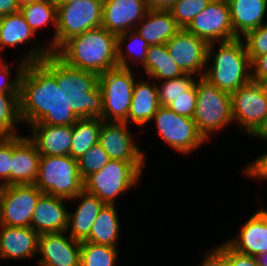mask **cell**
<instances>
[{"label":"cell","instance_id":"1","mask_svg":"<svg viewBox=\"0 0 267 266\" xmlns=\"http://www.w3.org/2000/svg\"><path fill=\"white\" fill-rule=\"evenodd\" d=\"M20 117L23 125H74L79 119L65 103L64 91L56 82V54L25 64L20 76Z\"/></svg>","mask_w":267,"mask_h":266},{"label":"cell","instance_id":"2","mask_svg":"<svg viewBox=\"0 0 267 266\" xmlns=\"http://www.w3.org/2000/svg\"><path fill=\"white\" fill-rule=\"evenodd\" d=\"M54 53L66 64L97 75L118 67L117 36L102 26L68 39Z\"/></svg>","mask_w":267,"mask_h":266},{"label":"cell","instance_id":"3","mask_svg":"<svg viewBox=\"0 0 267 266\" xmlns=\"http://www.w3.org/2000/svg\"><path fill=\"white\" fill-rule=\"evenodd\" d=\"M203 78L229 94L250 82L252 65L244 40L210 43Z\"/></svg>","mask_w":267,"mask_h":266},{"label":"cell","instance_id":"4","mask_svg":"<svg viewBox=\"0 0 267 266\" xmlns=\"http://www.w3.org/2000/svg\"><path fill=\"white\" fill-rule=\"evenodd\" d=\"M99 75L74 68L56 55V82L64 91L65 103L78 118H102Z\"/></svg>","mask_w":267,"mask_h":266},{"label":"cell","instance_id":"5","mask_svg":"<svg viewBox=\"0 0 267 266\" xmlns=\"http://www.w3.org/2000/svg\"><path fill=\"white\" fill-rule=\"evenodd\" d=\"M147 165V162L111 159L102 170L83 180V190L97 196L106 205H117V197L138 188Z\"/></svg>","mask_w":267,"mask_h":266},{"label":"cell","instance_id":"6","mask_svg":"<svg viewBox=\"0 0 267 266\" xmlns=\"http://www.w3.org/2000/svg\"><path fill=\"white\" fill-rule=\"evenodd\" d=\"M195 83L197 104L193 119L198 131L211 142V136L222 133L232 124L234 126L231 94L221 91L203 77H198Z\"/></svg>","mask_w":267,"mask_h":266},{"label":"cell","instance_id":"7","mask_svg":"<svg viewBox=\"0 0 267 266\" xmlns=\"http://www.w3.org/2000/svg\"><path fill=\"white\" fill-rule=\"evenodd\" d=\"M36 187L45 194L73 199L83 190L78 161L67 156H41Z\"/></svg>","mask_w":267,"mask_h":266},{"label":"cell","instance_id":"8","mask_svg":"<svg viewBox=\"0 0 267 266\" xmlns=\"http://www.w3.org/2000/svg\"><path fill=\"white\" fill-rule=\"evenodd\" d=\"M137 69L116 67L99 75L102 93V120L128 123V111L133 97ZM135 72V73H134ZM138 74V76H137Z\"/></svg>","mask_w":267,"mask_h":266},{"label":"cell","instance_id":"9","mask_svg":"<svg viewBox=\"0 0 267 266\" xmlns=\"http://www.w3.org/2000/svg\"><path fill=\"white\" fill-rule=\"evenodd\" d=\"M151 123L155 125L157 136L177 154L188 157L208 142L193 118L179 115L168 106H159Z\"/></svg>","mask_w":267,"mask_h":266},{"label":"cell","instance_id":"10","mask_svg":"<svg viewBox=\"0 0 267 266\" xmlns=\"http://www.w3.org/2000/svg\"><path fill=\"white\" fill-rule=\"evenodd\" d=\"M103 0H77L57 5L55 51L68 39L102 24Z\"/></svg>","mask_w":267,"mask_h":266},{"label":"cell","instance_id":"11","mask_svg":"<svg viewBox=\"0 0 267 266\" xmlns=\"http://www.w3.org/2000/svg\"><path fill=\"white\" fill-rule=\"evenodd\" d=\"M231 106L234 125L244 136H250L267 115L265 83L251 80L241 86L231 94Z\"/></svg>","mask_w":267,"mask_h":266},{"label":"cell","instance_id":"12","mask_svg":"<svg viewBox=\"0 0 267 266\" xmlns=\"http://www.w3.org/2000/svg\"><path fill=\"white\" fill-rule=\"evenodd\" d=\"M35 36L37 35L27 24L20 10L0 17L1 52L6 48L8 49V47L16 48L30 43L29 45H32L31 48L28 45L29 48L18 59L22 60L25 64L41 61L52 52L45 40L38 41L37 43V40H35L37 37Z\"/></svg>","mask_w":267,"mask_h":266},{"label":"cell","instance_id":"13","mask_svg":"<svg viewBox=\"0 0 267 266\" xmlns=\"http://www.w3.org/2000/svg\"><path fill=\"white\" fill-rule=\"evenodd\" d=\"M185 29L208 44L237 39L233 33L227 0H211Z\"/></svg>","mask_w":267,"mask_h":266},{"label":"cell","instance_id":"14","mask_svg":"<svg viewBox=\"0 0 267 266\" xmlns=\"http://www.w3.org/2000/svg\"><path fill=\"white\" fill-rule=\"evenodd\" d=\"M42 194L35 184L6 186L0 204V225L30 227L34 209Z\"/></svg>","mask_w":267,"mask_h":266},{"label":"cell","instance_id":"15","mask_svg":"<svg viewBox=\"0 0 267 266\" xmlns=\"http://www.w3.org/2000/svg\"><path fill=\"white\" fill-rule=\"evenodd\" d=\"M131 125L126 122L103 121L99 132L98 143L110 159L127 162H146V151L140 148Z\"/></svg>","mask_w":267,"mask_h":266},{"label":"cell","instance_id":"16","mask_svg":"<svg viewBox=\"0 0 267 266\" xmlns=\"http://www.w3.org/2000/svg\"><path fill=\"white\" fill-rule=\"evenodd\" d=\"M208 43L181 28L166 46L171 58L185 72L203 77L206 69Z\"/></svg>","mask_w":267,"mask_h":266},{"label":"cell","instance_id":"17","mask_svg":"<svg viewBox=\"0 0 267 266\" xmlns=\"http://www.w3.org/2000/svg\"><path fill=\"white\" fill-rule=\"evenodd\" d=\"M81 242L67 232L38 236L37 266H80ZM40 255V256H39Z\"/></svg>","mask_w":267,"mask_h":266},{"label":"cell","instance_id":"18","mask_svg":"<svg viewBox=\"0 0 267 266\" xmlns=\"http://www.w3.org/2000/svg\"><path fill=\"white\" fill-rule=\"evenodd\" d=\"M149 10L147 0H103L101 26L117 35L134 30Z\"/></svg>","mask_w":267,"mask_h":266},{"label":"cell","instance_id":"19","mask_svg":"<svg viewBox=\"0 0 267 266\" xmlns=\"http://www.w3.org/2000/svg\"><path fill=\"white\" fill-rule=\"evenodd\" d=\"M238 231V234L225 240L234 250L256 258L266 253L267 207L262 205L255 210Z\"/></svg>","mask_w":267,"mask_h":266},{"label":"cell","instance_id":"20","mask_svg":"<svg viewBox=\"0 0 267 266\" xmlns=\"http://www.w3.org/2000/svg\"><path fill=\"white\" fill-rule=\"evenodd\" d=\"M66 202L68 204L69 200L43 193L34 209L30 227L39 235L66 232L71 209Z\"/></svg>","mask_w":267,"mask_h":266},{"label":"cell","instance_id":"21","mask_svg":"<svg viewBox=\"0 0 267 266\" xmlns=\"http://www.w3.org/2000/svg\"><path fill=\"white\" fill-rule=\"evenodd\" d=\"M40 157L27 134L12 136L11 185L34 184Z\"/></svg>","mask_w":267,"mask_h":266},{"label":"cell","instance_id":"22","mask_svg":"<svg viewBox=\"0 0 267 266\" xmlns=\"http://www.w3.org/2000/svg\"><path fill=\"white\" fill-rule=\"evenodd\" d=\"M38 236L31 227L0 225V260H33L37 256Z\"/></svg>","mask_w":267,"mask_h":266},{"label":"cell","instance_id":"23","mask_svg":"<svg viewBox=\"0 0 267 266\" xmlns=\"http://www.w3.org/2000/svg\"><path fill=\"white\" fill-rule=\"evenodd\" d=\"M139 76L134 84L133 97L128 111V124L135 125L140 131L150 126L160 106L156 82L145 76Z\"/></svg>","mask_w":267,"mask_h":266},{"label":"cell","instance_id":"24","mask_svg":"<svg viewBox=\"0 0 267 266\" xmlns=\"http://www.w3.org/2000/svg\"><path fill=\"white\" fill-rule=\"evenodd\" d=\"M69 202L72 204L76 203L74 206H77L76 208L74 207V210L69 209L66 232L74 240L79 242L85 241L89 237L94 221L106 204L97 196L89 194L84 190L69 200Z\"/></svg>","mask_w":267,"mask_h":266},{"label":"cell","instance_id":"25","mask_svg":"<svg viewBox=\"0 0 267 266\" xmlns=\"http://www.w3.org/2000/svg\"><path fill=\"white\" fill-rule=\"evenodd\" d=\"M27 136L34 142L41 156L70 155L73 125L57 126L34 123Z\"/></svg>","mask_w":267,"mask_h":266},{"label":"cell","instance_id":"26","mask_svg":"<svg viewBox=\"0 0 267 266\" xmlns=\"http://www.w3.org/2000/svg\"><path fill=\"white\" fill-rule=\"evenodd\" d=\"M227 2L233 33L237 38L244 37L249 31L267 22V0H227Z\"/></svg>","mask_w":267,"mask_h":266},{"label":"cell","instance_id":"27","mask_svg":"<svg viewBox=\"0 0 267 266\" xmlns=\"http://www.w3.org/2000/svg\"><path fill=\"white\" fill-rule=\"evenodd\" d=\"M180 29L169 10L149 9L134 30L153 46L166 44Z\"/></svg>","mask_w":267,"mask_h":266},{"label":"cell","instance_id":"28","mask_svg":"<svg viewBox=\"0 0 267 266\" xmlns=\"http://www.w3.org/2000/svg\"><path fill=\"white\" fill-rule=\"evenodd\" d=\"M27 24L37 35L39 30L47 26L53 27L51 39H47L46 44L51 52H55V36L57 27V5L52 0H36L20 6Z\"/></svg>","mask_w":267,"mask_h":266},{"label":"cell","instance_id":"29","mask_svg":"<svg viewBox=\"0 0 267 266\" xmlns=\"http://www.w3.org/2000/svg\"><path fill=\"white\" fill-rule=\"evenodd\" d=\"M146 77L159 82L186 74L171 58L166 44L149 46L146 60L141 66Z\"/></svg>","mask_w":267,"mask_h":266},{"label":"cell","instance_id":"30","mask_svg":"<svg viewBox=\"0 0 267 266\" xmlns=\"http://www.w3.org/2000/svg\"><path fill=\"white\" fill-rule=\"evenodd\" d=\"M117 205H105L91 227L89 237L85 240L95 244L119 247L122 232Z\"/></svg>","mask_w":267,"mask_h":266},{"label":"cell","instance_id":"31","mask_svg":"<svg viewBox=\"0 0 267 266\" xmlns=\"http://www.w3.org/2000/svg\"><path fill=\"white\" fill-rule=\"evenodd\" d=\"M149 46L135 30L117 35L118 67L133 69L136 65V68L142 66Z\"/></svg>","mask_w":267,"mask_h":266},{"label":"cell","instance_id":"32","mask_svg":"<svg viewBox=\"0 0 267 266\" xmlns=\"http://www.w3.org/2000/svg\"><path fill=\"white\" fill-rule=\"evenodd\" d=\"M101 127L100 118H79L73 125L70 156L79 159L93 145L98 143Z\"/></svg>","mask_w":267,"mask_h":266},{"label":"cell","instance_id":"33","mask_svg":"<svg viewBox=\"0 0 267 266\" xmlns=\"http://www.w3.org/2000/svg\"><path fill=\"white\" fill-rule=\"evenodd\" d=\"M22 124L19 93L0 92V136L20 135Z\"/></svg>","mask_w":267,"mask_h":266},{"label":"cell","instance_id":"34","mask_svg":"<svg viewBox=\"0 0 267 266\" xmlns=\"http://www.w3.org/2000/svg\"><path fill=\"white\" fill-rule=\"evenodd\" d=\"M119 247L81 242L80 266H116L119 263Z\"/></svg>","mask_w":267,"mask_h":266},{"label":"cell","instance_id":"35","mask_svg":"<svg viewBox=\"0 0 267 266\" xmlns=\"http://www.w3.org/2000/svg\"><path fill=\"white\" fill-rule=\"evenodd\" d=\"M198 77L186 73L180 77L156 82L160 106H168L172 101L188 91Z\"/></svg>","mask_w":267,"mask_h":266},{"label":"cell","instance_id":"36","mask_svg":"<svg viewBox=\"0 0 267 266\" xmlns=\"http://www.w3.org/2000/svg\"><path fill=\"white\" fill-rule=\"evenodd\" d=\"M110 160L101 145L96 143L77 160L80 178L84 180L91 173L102 170Z\"/></svg>","mask_w":267,"mask_h":266},{"label":"cell","instance_id":"37","mask_svg":"<svg viewBox=\"0 0 267 266\" xmlns=\"http://www.w3.org/2000/svg\"><path fill=\"white\" fill-rule=\"evenodd\" d=\"M211 0H178L169 11L181 28H186L193 18L202 12Z\"/></svg>","mask_w":267,"mask_h":266},{"label":"cell","instance_id":"38","mask_svg":"<svg viewBox=\"0 0 267 266\" xmlns=\"http://www.w3.org/2000/svg\"><path fill=\"white\" fill-rule=\"evenodd\" d=\"M251 63L267 53V22L249 31L243 38Z\"/></svg>","mask_w":267,"mask_h":266},{"label":"cell","instance_id":"39","mask_svg":"<svg viewBox=\"0 0 267 266\" xmlns=\"http://www.w3.org/2000/svg\"><path fill=\"white\" fill-rule=\"evenodd\" d=\"M13 63L15 64L16 70L13 73L11 70L12 67L8 62H5L2 66H0V92L19 93L20 76L25 67V63L20 59H16V61ZM12 74H14L15 76H11Z\"/></svg>","mask_w":267,"mask_h":266},{"label":"cell","instance_id":"40","mask_svg":"<svg viewBox=\"0 0 267 266\" xmlns=\"http://www.w3.org/2000/svg\"><path fill=\"white\" fill-rule=\"evenodd\" d=\"M197 104L196 83L183 95L172 101L168 107L179 115L193 118Z\"/></svg>","mask_w":267,"mask_h":266},{"label":"cell","instance_id":"41","mask_svg":"<svg viewBox=\"0 0 267 266\" xmlns=\"http://www.w3.org/2000/svg\"><path fill=\"white\" fill-rule=\"evenodd\" d=\"M12 136H0V180L11 185Z\"/></svg>","mask_w":267,"mask_h":266},{"label":"cell","instance_id":"42","mask_svg":"<svg viewBox=\"0 0 267 266\" xmlns=\"http://www.w3.org/2000/svg\"><path fill=\"white\" fill-rule=\"evenodd\" d=\"M214 247L230 262L231 266H260L256 257L237 252L226 241Z\"/></svg>","mask_w":267,"mask_h":266},{"label":"cell","instance_id":"43","mask_svg":"<svg viewBox=\"0 0 267 266\" xmlns=\"http://www.w3.org/2000/svg\"><path fill=\"white\" fill-rule=\"evenodd\" d=\"M250 162V163H249ZM244 177H249V180L252 178L260 181H267V151L261 155H258L256 158L248 161L245 167L242 169Z\"/></svg>","mask_w":267,"mask_h":266},{"label":"cell","instance_id":"44","mask_svg":"<svg viewBox=\"0 0 267 266\" xmlns=\"http://www.w3.org/2000/svg\"><path fill=\"white\" fill-rule=\"evenodd\" d=\"M202 258L197 266H231L230 262L214 246L206 249Z\"/></svg>","mask_w":267,"mask_h":266},{"label":"cell","instance_id":"45","mask_svg":"<svg viewBox=\"0 0 267 266\" xmlns=\"http://www.w3.org/2000/svg\"><path fill=\"white\" fill-rule=\"evenodd\" d=\"M252 80L265 83L267 81V53L258 56L252 63Z\"/></svg>","mask_w":267,"mask_h":266},{"label":"cell","instance_id":"46","mask_svg":"<svg viewBox=\"0 0 267 266\" xmlns=\"http://www.w3.org/2000/svg\"><path fill=\"white\" fill-rule=\"evenodd\" d=\"M20 10L16 0H0V17L15 13Z\"/></svg>","mask_w":267,"mask_h":266},{"label":"cell","instance_id":"47","mask_svg":"<svg viewBox=\"0 0 267 266\" xmlns=\"http://www.w3.org/2000/svg\"><path fill=\"white\" fill-rule=\"evenodd\" d=\"M178 0H147L149 9L169 10Z\"/></svg>","mask_w":267,"mask_h":266},{"label":"cell","instance_id":"48","mask_svg":"<svg viewBox=\"0 0 267 266\" xmlns=\"http://www.w3.org/2000/svg\"><path fill=\"white\" fill-rule=\"evenodd\" d=\"M250 138L258 139L267 144V115L264 117L262 123L258 128L249 136Z\"/></svg>","mask_w":267,"mask_h":266},{"label":"cell","instance_id":"49","mask_svg":"<svg viewBox=\"0 0 267 266\" xmlns=\"http://www.w3.org/2000/svg\"><path fill=\"white\" fill-rule=\"evenodd\" d=\"M260 266H267V252L257 257Z\"/></svg>","mask_w":267,"mask_h":266},{"label":"cell","instance_id":"50","mask_svg":"<svg viewBox=\"0 0 267 266\" xmlns=\"http://www.w3.org/2000/svg\"><path fill=\"white\" fill-rule=\"evenodd\" d=\"M56 5H64L71 2H75L77 0H52Z\"/></svg>","mask_w":267,"mask_h":266},{"label":"cell","instance_id":"51","mask_svg":"<svg viewBox=\"0 0 267 266\" xmlns=\"http://www.w3.org/2000/svg\"><path fill=\"white\" fill-rule=\"evenodd\" d=\"M5 187L6 185L0 180V204H1L2 195H3Z\"/></svg>","mask_w":267,"mask_h":266},{"label":"cell","instance_id":"52","mask_svg":"<svg viewBox=\"0 0 267 266\" xmlns=\"http://www.w3.org/2000/svg\"><path fill=\"white\" fill-rule=\"evenodd\" d=\"M16 1L19 4V6H21L23 4L31 3V2L36 1V0H16Z\"/></svg>","mask_w":267,"mask_h":266},{"label":"cell","instance_id":"53","mask_svg":"<svg viewBox=\"0 0 267 266\" xmlns=\"http://www.w3.org/2000/svg\"><path fill=\"white\" fill-rule=\"evenodd\" d=\"M2 53L0 52V66H2L6 61V59H4V57L1 55Z\"/></svg>","mask_w":267,"mask_h":266}]
</instances>
